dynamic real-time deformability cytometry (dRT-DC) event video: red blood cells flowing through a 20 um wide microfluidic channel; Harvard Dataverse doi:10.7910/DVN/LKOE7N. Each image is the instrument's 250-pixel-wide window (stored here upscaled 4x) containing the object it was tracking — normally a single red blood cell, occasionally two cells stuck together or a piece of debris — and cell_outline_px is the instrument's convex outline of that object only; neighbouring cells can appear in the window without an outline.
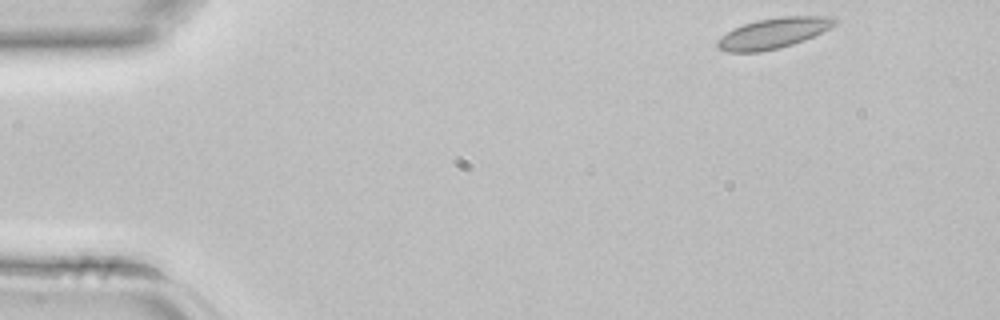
{"species": "common noctule bat (a hibernating species)", "species_latin": "Nyctalus noctula", "temperature_condition": "room temperature", "stored_images_in_passage": 40, "camera_frame_rate_fps": 3000, "um_per_image_px": 0.085, "animal": {"sex": "female", "body_mass_g": 22.7, "forearm_length_mm": 54.2}, "frame": {"image": 1, "passage_image": 1, "time_ms": 0.0, "image_size_px": [1000, 320], "cell_outline_px": [[840, 20], [836, 24], [804, 40], [780, 48], [760, 52], [728, 52], [716, 48], [716, 40], [732, 28], [756, 20], [780, 16], [836, 16]], "centroid_in_image_um": [65.72, 2.81], "position_along_channel_um": 19.3, "area_um2": 21.04}}
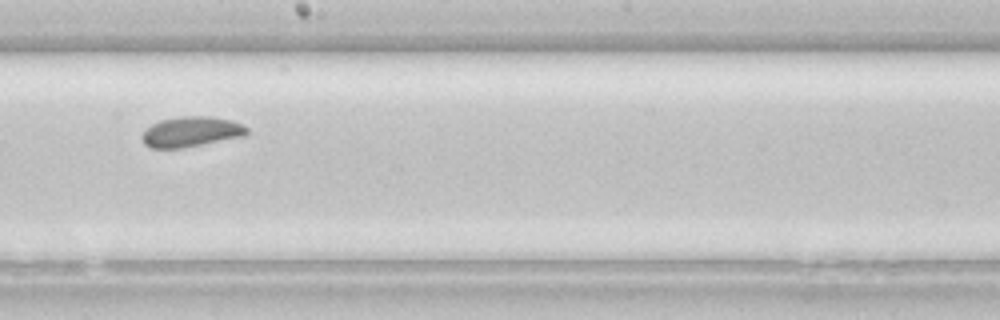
{"frame": {"image": 2, "passage_image": 21, "time_ms": 6.667, "image_size_px": [1000, 320], "cell_outline_px": [[248, 132], [244, 136], [180, 148], [152, 148], [144, 144], [140, 136], [152, 124], [160, 120], [184, 116], [208, 116], [232, 120], [248, 128]], "centroid_in_image_um": [16.23, 11.19], "position_along_channel_um": 232.0, "area_um2": 18.26}}
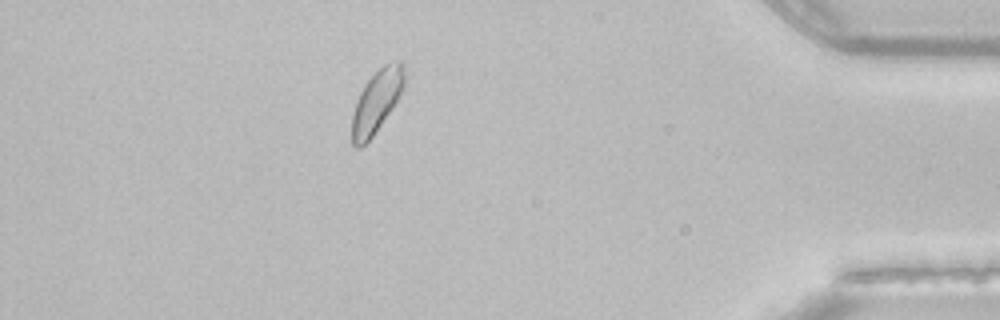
{"frame": {"image": 3, "passage_image": 35, "time_ms": 11.333, "image_size_px": [1000, 320], "cell_outline_px": [[404, 84], [392, 108], [372, 136], [360, 148], [356, 148], [352, 144], [352, 116], [356, 100], [360, 92], [368, 80], [384, 64], [396, 60], [400, 60], [404, 64]], "centroid_in_image_um": [32.0, 8.6], "position_along_channel_um": 403.2, "area_um2": 18.67}}